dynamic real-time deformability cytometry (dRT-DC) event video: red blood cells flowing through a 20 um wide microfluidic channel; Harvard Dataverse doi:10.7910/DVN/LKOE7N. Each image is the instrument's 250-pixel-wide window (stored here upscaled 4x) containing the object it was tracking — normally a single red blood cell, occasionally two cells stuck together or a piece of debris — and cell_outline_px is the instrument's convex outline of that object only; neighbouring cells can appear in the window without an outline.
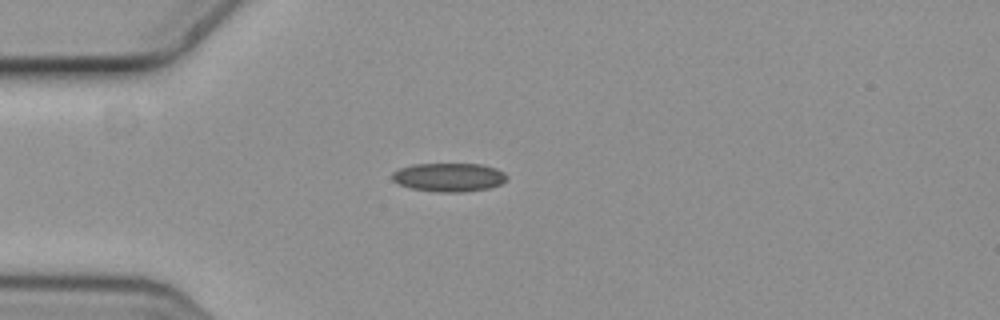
{"species": "common noctule bat (a hibernating species)", "species_latin": "Nyctalus noctula", "temperature_condition": "cold", "stored_images_in_passage": 5, "camera_frame_rate_fps": 3000, "um_per_image_px": 0.085, "animal": {"sex": "female", "body_mass_g": 19.3, "forearm_length_mm": 54.1}, "frame": {"image": 1, "passage_image": 4, "time_ms": 1.0, "image_size_px": [1000, 320], "cell_outline_px": [[508, 176], [500, 184], [488, 188], [460, 192], [440, 192], [412, 188], [400, 184], [392, 180], [392, 172], [400, 168], [412, 164], [480, 164], [496, 168], [504, 172]], "centroid_in_image_um": [38.15, 15.05], "position_along_channel_um": 46.9, "area_um2": 18.96}}
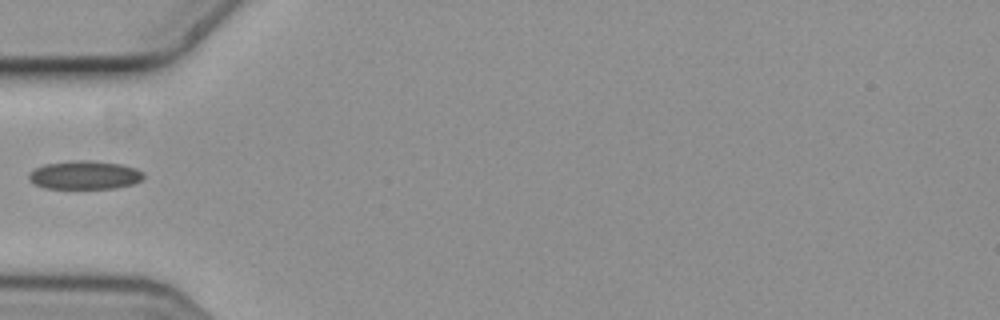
{"frame": {"image": 2, "passage_image": 5, "time_ms": 1.333, "image_size_px": [1000, 320], "cell_outline_px": [[144, 180], [132, 184], [116, 188], [44, 188], [28, 180], [28, 172], [44, 164], [68, 160], [92, 160], [124, 164], [136, 168], [144, 172]], "centroid_in_image_um": [7.22, 14.86], "position_along_channel_um": 77.8, "area_um2": 19.42}}